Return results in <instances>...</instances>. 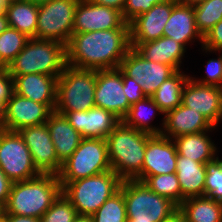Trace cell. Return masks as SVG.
Listing matches in <instances>:
<instances>
[{"instance_id": "cell-1", "label": "cell", "mask_w": 222, "mask_h": 222, "mask_svg": "<svg viewBox=\"0 0 222 222\" xmlns=\"http://www.w3.org/2000/svg\"><path fill=\"white\" fill-rule=\"evenodd\" d=\"M130 48V29L75 33L66 45V64L96 71L117 69Z\"/></svg>"}, {"instance_id": "cell-2", "label": "cell", "mask_w": 222, "mask_h": 222, "mask_svg": "<svg viewBox=\"0 0 222 222\" xmlns=\"http://www.w3.org/2000/svg\"><path fill=\"white\" fill-rule=\"evenodd\" d=\"M151 136L127 126L121 120L106 137L111 169L122 180L142 181L144 154Z\"/></svg>"}, {"instance_id": "cell-3", "label": "cell", "mask_w": 222, "mask_h": 222, "mask_svg": "<svg viewBox=\"0 0 222 222\" xmlns=\"http://www.w3.org/2000/svg\"><path fill=\"white\" fill-rule=\"evenodd\" d=\"M62 193L55 174H40L26 181L13 182L4 214L41 218Z\"/></svg>"}, {"instance_id": "cell-4", "label": "cell", "mask_w": 222, "mask_h": 222, "mask_svg": "<svg viewBox=\"0 0 222 222\" xmlns=\"http://www.w3.org/2000/svg\"><path fill=\"white\" fill-rule=\"evenodd\" d=\"M66 46L54 40L29 38L8 65L10 75L30 73L59 77L66 66Z\"/></svg>"}, {"instance_id": "cell-5", "label": "cell", "mask_w": 222, "mask_h": 222, "mask_svg": "<svg viewBox=\"0 0 222 222\" xmlns=\"http://www.w3.org/2000/svg\"><path fill=\"white\" fill-rule=\"evenodd\" d=\"M122 179L109 170L90 177L68 182L62 193L71 202L78 215L92 216L121 186Z\"/></svg>"}, {"instance_id": "cell-6", "label": "cell", "mask_w": 222, "mask_h": 222, "mask_svg": "<svg viewBox=\"0 0 222 222\" xmlns=\"http://www.w3.org/2000/svg\"><path fill=\"white\" fill-rule=\"evenodd\" d=\"M96 70L66 65L57 80L55 112L87 111L95 107Z\"/></svg>"}, {"instance_id": "cell-7", "label": "cell", "mask_w": 222, "mask_h": 222, "mask_svg": "<svg viewBox=\"0 0 222 222\" xmlns=\"http://www.w3.org/2000/svg\"><path fill=\"white\" fill-rule=\"evenodd\" d=\"M123 195L127 222H160L179 209L170 199L154 193L136 179L123 180Z\"/></svg>"}, {"instance_id": "cell-8", "label": "cell", "mask_w": 222, "mask_h": 222, "mask_svg": "<svg viewBox=\"0 0 222 222\" xmlns=\"http://www.w3.org/2000/svg\"><path fill=\"white\" fill-rule=\"evenodd\" d=\"M111 169L106 139L82 138L78 148L62 164L58 178L63 188L68 182Z\"/></svg>"}, {"instance_id": "cell-9", "label": "cell", "mask_w": 222, "mask_h": 222, "mask_svg": "<svg viewBox=\"0 0 222 222\" xmlns=\"http://www.w3.org/2000/svg\"><path fill=\"white\" fill-rule=\"evenodd\" d=\"M79 0H52L38 5L36 39L68 44Z\"/></svg>"}, {"instance_id": "cell-10", "label": "cell", "mask_w": 222, "mask_h": 222, "mask_svg": "<svg viewBox=\"0 0 222 222\" xmlns=\"http://www.w3.org/2000/svg\"><path fill=\"white\" fill-rule=\"evenodd\" d=\"M0 168L12 182L26 181L41 173L19 132L0 130Z\"/></svg>"}, {"instance_id": "cell-11", "label": "cell", "mask_w": 222, "mask_h": 222, "mask_svg": "<svg viewBox=\"0 0 222 222\" xmlns=\"http://www.w3.org/2000/svg\"><path fill=\"white\" fill-rule=\"evenodd\" d=\"M119 68L141 86L146 97H151L165 80L177 72L172 66L145 59L133 47Z\"/></svg>"}, {"instance_id": "cell-12", "label": "cell", "mask_w": 222, "mask_h": 222, "mask_svg": "<svg viewBox=\"0 0 222 222\" xmlns=\"http://www.w3.org/2000/svg\"><path fill=\"white\" fill-rule=\"evenodd\" d=\"M110 29H130L117 9L79 0L74 16L73 34Z\"/></svg>"}, {"instance_id": "cell-13", "label": "cell", "mask_w": 222, "mask_h": 222, "mask_svg": "<svg viewBox=\"0 0 222 222\" xmlns=\"http://www.w3.org/2000/svg\"><path fill=\"white\" fill-rule=\"evenodd\" d=\"M95 106L111 111L122 120L131 105L123 90V71L120 68L96 71Z\"/></svg>"}, {"instance_id": "cell-14", "label": "cell", "mask_w": 222, "mask_h": 222, "mask_svg": "<svg viewBox=\"0 0 222 222\" xmlns=\"http://www.w3.org/2000/svg\"><path fill=\"white\" fill-rule=\"evenodd\" d=\"M19 134L31 153L36 169L41 174L58 175L62 164L58 161L47 124L23 128Z\"/></svg>"}, {"instance_id": "cell-15", "label": "cell", "mask_w": 222, "mask_h": 222, "mask_svg": "<svg viewBox=\"0 0 222 222\" xmlns=\"http://www.w3.org/2000/svg\"><path fill=\"white\" fill-rule=\"evenodd\" d=\"M54 111L47 104H40L12 93L7 101V115L1 128L19 132L21 129L44 124Z\"/></svg>"}, {"instance_id": "cell-16", "label": "cell", "mask_w": 222, "mask_h": 222, "mask_svg": "<svg viewBox=\"0 0 222 222\" xmlns=\"http://www.w3.org/2000/svg\"><path fill=\"white\" fill-rule=\"evenodd\" d=\"M195 81L190 77L186 81L181 104L201 113L215 127L222 115V88Z\"/></svg>"}, {"instance_id": "cell-17", "label": "cell", "mask_w": 222, "mask_h": 222, "mask_svg": "<svg viewBox=\"0 0 222 222\" xmlns=\"http://www.w3.org/2000/svg\"><path fill=\"white\" fill-rule=\"evenodd\" d=\"M176 3V0H165L133 19L129 23L130 44L146 43L162 37L165 24Z\"/></svg>"}, {"instance_id": "cell-18", "label": "cell", "mask_w": 222, "mask_h": 222, "mask_svg": "<svg viewBox=\"0 0 222 222\" xmlns=\"http://www.w3.org/2000/svg\"><path fill=\"white\" fill-rule=\"evenodd\" d=\"M56 113L64 115L69 124L79 132L83 138L106 139L121 121L111 111L96 106L87 111Z\"/></svg>"}, {"instance_id": "cell-19", "label": "cell", "mask_w": 222, "mask_h": 222, "mask_svg": "<svg viewBox=\"0 0 222 222\" xmlns=\"http://www.w3.org/2000/svg\"><path fill=\"white\" fill-rule=\"evenodd\" d=\"M167 134L152 135L146 145L142 181L147 176L176 173L177 149Z\"/></svg>"}, {"instance_id": "cell-20", "label": "cell", "mask_w": 222, "mask_h": 222, "mask_svg": "<svg viewBox=\"0 0 222 222\" xmlns=\"http://www.w3.org/2000/svg\"><path fill=\"white\" fill-rule=\"evenodd\" d=\"M14 93L40 104H47L53 111L56 105L58 77L30 73L11 75Z\"/></svg>"}, {"instance_id": "cell-21", "label": "cell", "mask_w": 222, "mask_h": 222, "mask_svg": "<svg viewBox=\"0 0 222 222\" xmlns=\"http://www.w3.org/2000/svg\"><path fill=\"white\" fill-rule=\"evenodd\" d=\"M163 125L165 131L162 130L161 135L165 136L169 133L168 135L173 136V139L185 134L207 132L210 128H214L201 113L183 104L165 113Z\"/></svg>"}, {"instance_id": "cell-22", "label": "cell", "mask_w": 222, "mask_h": 222, "mask_svg": "<svg viewBox=\"0 0 222 222\" xmlns=\"http://www.w3.org/2000/svg\"><path fill=\"white\" fill-rule=\"evenodd\" d=\"M46 124L58 161L63 164L78 148L83 137L69 124L64 115L55 111L49 116Z\"/></svg>"}, {"instance_id": "cell-23", "label": "cell", "mask_w": 222, "mask_h": 222, "mask_svg": "<svg viewBox=\"0 0 222 222\" xmlns=\"http://www.w3.org/2000/svg\"><path fill=\"white\" fill-rule=\"evenodd\" d=\"M131 47L145 59L167 64L172 66L176 71L180 70V60L186 49L181 43L165 36L146 43L131 44Z\"/></svg>"}, {"instance_id": "cell-24", "label": "cell", "mask_w": 222, "mask_h": 222, "mask_svg": "<svg viewBox=\"0 0 222 222\" xmlns=\"http://www.w3.org/2000/svg\"><path fill=\"white\" fill-rule=\"evenodd\" d=\"M163 36L172 38L184 46L195 37L203 41L202 35L196 28L194 6L177 2L172 9L169 20L165 24Z\"/></svg>"}, {"instance_id": "cell-25", "label": "cell", "mask_w": 222, "mask_h": 222, "mask_svg": "<svg viewBox=\"0 0 222 222\" xmlns=\"http://www.w3.org/2000/svg\"><path fill=\"white\" fill-rule=\"evenodd\" d=\"M176 175L180 183L181 203L191 197L204 196L206 167L184 156L177 157Z\"/></svg>"}, {"instance_id": "cell-26", "label": "cell", "mask_w": 222, "mask_h": 222, "mask_svg": "<svg viewBox=\"0 0 222 222\" xmlns=\"http://www.w3.org/2000/svg\"><path fill=\"white\" fill-rule=\"evenodd\" d=\"M5 13L9 27L36 38L38 4L32 0H12L6 3Z\"/></svg>"}, {"instance_id": "cell-27", "label": "cell", "mask_w": 222, "mask_h": 222, "mask_svg": "<svg viewBox=\"0 0 222 222\" xmlns=\"http://www.w3.org/2000/svg\"><path fill=\"white\" fill-rule=\"evenodd\" d=\"M174 140L178 156L189 157L202 164L215 158L214 154L217 148L204 131L181 135Z\"/></svg>"}, {"instance_id": "cell-28", "label": "cell", "mask_w": 222, "mask_h": 222, "mask_svg": "<svg viewBox=\"0 0 222 222\" xmlns=\"http://www.w3.org/2000/svg\"><path fill=\"white\" fill-rule=\"evenodd\" d=\"M185 222H222V202L209 196L185 199L179 206Z\"/></svg>"}, {"instance_id": "cell-29", "label": "cell", "mask_w": 222, "mask_h": 222, "mask_svg": "<svg viewBox=\"0 0 222 222\" xmlns=\"http://www.w3.org/2000/svg\"><path fill=\"white\" fill-rule=\"evenodd\" d=\"M188 78L179 70L165 80L151 96L164 114L181 105L182 90Z\"/></svg>"}, {"instance_id": "cell-30", "label": "cell", "mask_w": 222, "mask_h": 222, "mask_svg": "<svg viewBox=\"0 0 222 222\" xmlns=\"http://www.w3.org/2000/svg\"><path fill=\"white\" fill-rule=\"evenodd\" d=\"M92 219L94 222H127L123 180L120 189L100 206L92 215Z\"/></svg>"}, {"instance_id": "cell-31", "label": "cell", "mask_w": 222, "mask_h": 222, "mask_svg": "<svg viewBox=\"0 0 222 222\" xmlns=\"http://www.w3.org/2000/svg\"><path fill=\"white\" fill-rule=\"evenodd\" d=\"M143 182L154 193L170 199L178 207L181 205V189L176 173L147 176Z\"/></svg>"}, {"instance_id": "cell-32", "label": "cell", "mask_w": 222, "mask_h": 222, "mask_svg": "<svg viewBox=\"0 0 222 222\" xmlns=\"http://www.w3.org/2000/svg\"><path fill=\"white\" fill-rule=\"evenodd\" d=\"M148 105V107H152V109H156L160 113H163L159 106L153 101L152 97H145L142 100H139L137 103L131 105L128 113L122 119V121L127 125L136 130L146 132L151 135H161V129L151 127L148 124V120L145 119L146 115L144 113V106ZM151 109V108H150ZM146 112V111H145ZM152 117V116H151Z\"/></svg>"}, {"instance_id": "cell-33", "label": "cell", "mask_w": 222, "mask_h": 222, "mask_svg": "<svg viewBox=\"0 0 222 222\" xmlns=\"http://www.w3.org/2000/svg\"><path fill=\"white\" fill-rule=\"evenodd\" d=\"M195 24L199 33L204 35L222 20V0H206L194 6Z\"/></svg>"}, {"instance_id": "cell-34", "label": "cell", "mask_w": 222, "mask_h": 222, "mask_svg": "<svg viewBox=\"0 0 222 222\" xmlns=\"http://www.w3.org/2000/svg\"><path fill=\"white\" fill-rule=\"evenodd\" d=\"M28 40L29 37L24 33L8 27L0 34V56L2 60L9 65L22 51Z\"/></svg>"}, {"instance_id": "cell-35", "label": "cell", "mask_w": 222, "mask_h": 222, "mask_svg": "<svg viewBox=\"0 0 222 222\" xmlns=\"http://www.w3.org/2000/svg\"><path fill=\"white\" fill-rule=\"evenodd\" d=\"M77 216L78 213L71 202L61 193L41 216L40 222H74Z\"/></svg>"}, {"instance_id": "cell-36", "label": "cell", "mask_w": 222, "mask_h": 222, "mask_svg": "<svg viewBox=\"0 0 222 222\" xmlns=\"http://www.w3.org/2000/svg\"><path fill=\"white\" fill-rule=\"evenodd\" d=\"M206 178L204 196L222 202V160L218 157L205 163Z\"/></svg>"}, {"instance_id": "cell-37", "label": "cell", "mask_w": 222, "mask_h": 222, "mask_svg": "<svg viewBox=\"0 0 222 222\" xmlns=\"http://www.w3.org/2000/svg\"><path fill=\"white\" fill-rule=\"evenodd\" d=\"M165 0H127L122 17L126 23H130L138 15L149 11L155 4Z\"/></svg>"}, {"instance_id": "cell-38", "label": "cell", "mask_w": 222, "mask_h": 222, "mask_svg": "<svg viewBox=\"0 0 222 222\" xmlns=\"http://www.w3.org/2000/svg\"><path fill=\"white\" fill-rule=\"evenodd\" d=\"M14 92L13 78L9 72H0V125L4 122L7 115V101Z\"/></svg>"}, {"instance_id": "cell-39", "label": "cell", "mask_w": 222, "mask_h": 222, "mask_svg": "<svg viewBox=\"0 0 222 222\" xmlns=\"http://www.w3.org/2000/svg\"><path fill=\"white\" fill-rule=\"evenodd\" d=\"M206 68V79L196 82L203 85H213L222 88V55L216 60H209Z\"/></svg>"}, {"instance_id": "cell-40", "label": "cell", "mask_w": 222, "mask_h": 222, "mask_svg": "<svg viewBox=\"0 0 222 222\" xmlns=\"http://www.w3.org/2000/svg\"><path fill=\"white\" fill-rule=\"evenodd\" d=\"M207 51L222 50V20L214 25L203 37L201 42Z\"/></svg>"}, {"instance_id": "cell-41", "label": "cell", "mask_w": 222, "mask_h": 222, "mask_svg": "<svg viewBox=\"0 0 222 222\" xmlns=\"http://www.w3.org/2000/svg\"><path fill=\"white\" fill-rule=\"evenodd\" d=\"M123 90L130 105L137 103L139 100H142L146 97V95L142 91L141 86L137 84V82L133 78L127 76L124 72Z\"/></svg>"}, {"instance_id": "cell-42", "label": "cell", "mask_w": 222, "mask_h": 222, "mask_svg": "<svg viewBox=\"0 0 222 222\" xmlns=\"http://www.w3.org/2000/svg\"><path fill=\"white\" fill-rule=\"evenodd\" d=\"M13 182L7 178L0 168V205L5 207Z\"/></svg>"}, {"instance_id": "cell-43", "label": "cell", "mask_w": 222, "mask_h": 222, "mask_svg": "<svg viewBox=\"0 0 222 222\" xmlns=\"http://www.w3.org/2000/svg\"><path fill=\"white\" fill-rule=\"evenodd\" d=\"M90 1L100 6H106L117 9L122 13L127 0H90Z\"/></svg>"}, {"instance_id": "cell-44", "label": "cell", "mask_w": 222, "mask_h": 222, "mask_svg": "<svg viewBox=\"0 0 222 222\" xmlns=\"http://www.w3.org/2000/svg\"><path fill=\"white\" fill-rule=\"evenodd\" d=\"M6 222H40V218L14 215V214H5Z\"/></svg>"}, {"instance_id": "cell-45", "label": "cell", "mask_w": 222, "mask_h": 222, "mask_svg": "<svg viewBox=\"0 0 222 222\" xmlns=\"http://www.w3.org/2000/svg\"><path fill=\"white\" fill-rule=\"evenodd\" d=\"M160 222H185V218L183 216V213L178 209L171 216L164 220H161Z\"/></svg>"}, {"instance_id": "cell-46", "label": "cell", "mask_w": 222, "mask_h": 222, "mask_svg": "<svg viewBox=\"0 0 222 222\" xmlns=\"http://www.w3.org/2000/svg\"><path fill=\"white\" fill-rule=\"evenodd\" d=\"M9 27L8 18L6 13L0 14V34L3 33Z\"/></svg>"}, {"instance_id": "cell-47", "label": "cell", "mask_w": 222, "mask_h": 222, "mask_svg": "<svg viewBox=\"0 0 222 222\" xmlns=\"http://www.w3.org/2000/svg\"><path fill=\"white\" fill-rule=\"evenodd\" d=\"M176 1L180 4H183V5L195 6V5H198L199 3H202L206 0H176Z\"/></svg>"}, {"instance_id": "cell-48", "label": "cell", "mask_w": 222, "mask_h": 222, "mask_svg": "<svg viewBox=\"0 0 222 222\" xmlns=\"http://www.w3.org/2000/svg\"><path fill=\"white\" fill-rule=\"evenodd\" d=\"M74 222H94L92 216L78 215Z\"/></svg>"}, {"instance_id": "cell-49", "label": "cell", "mask_w": 222, "mask_h": 222, "mask_svg": "<svg viewBox=\"0 0 222 222\" xmlns=\"http://www.w3.org/2000/svg\"><path fill=\"white\" fill-rule=\"evenodd\" d=\"M8 69V65L2 60L0 56V72L6 71Z\"/></svg>"}, {"instance_id": "cell-50", "label": "cell", "mask_w": 222, "mask_h": 222, "mask_svg": "<svg viewBox=\"0 0 222 222\" xmlns=\"http://www.w3.org/2000/svg\"><path fill=\"white\" fill-rule=\"evenodd\" d=\"M6 0H0V14L5 12V8H6Z\"/></svg>"}, {"instance_id": "cell-51", "label": "cell", "mask_w": 222, "mask_h": 222, "mask_svg": "<svg viewBox=\"0 0 222 222\" xmlns=\"http://www.w3.org/2000/svg\"><path fill=\"white\" fill-rule=\"evenodd\" d=\"M34 1L36 4H42V3H45V2H49V1H52V0H32Z\"/></svg>"}, {"instance_id": "cell-52", "label": "cell", "mask_w": 222, "mask_h": 222, "mask_svg": "<svg viewBox=\"0 0 222 222\" xmlns=\"http://www.w3.org/2000/svg\"><path fill=\"white\" fill-rule=\"evenodd\" d=\"M4 214V207L0 205V218L3 216Z\"/></svg>"}, {"instance_id": "cell-53", "label": "cell", "mask_w": 222, "mask_h": 222, "mask_svg": "<svg viewBox=\"0 0 222 222\" xmlns=\"http://www.w3.org/2000/svg\"><path fill=\"white\" fill-rule=\"evenodd\" d=\"M0 222H6L5 221V214H3V216L0 218Z\"/></svg>"}]
</instances>
